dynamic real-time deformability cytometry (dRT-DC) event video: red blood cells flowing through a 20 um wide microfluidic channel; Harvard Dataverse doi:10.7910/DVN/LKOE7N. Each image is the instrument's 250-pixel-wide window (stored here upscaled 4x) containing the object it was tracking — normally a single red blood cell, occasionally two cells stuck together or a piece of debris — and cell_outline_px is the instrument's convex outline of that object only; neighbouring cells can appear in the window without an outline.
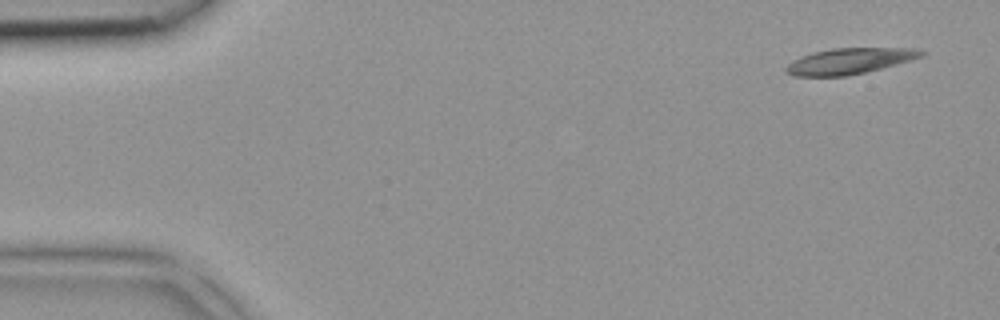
{"species": "common noctule bat (a hibernating species)", "species_latin": "Nyctalus noctula", "temperature_condition": "room temperature", "stored_images_in_passage": 6, "camera_frame_rate_fps": 3000, "um_per_image_px": 0.085, "animal": {"sex": "female", "body_mass_g": 18.4}, "frame": {"image": 1, "passage_image": 1, "time_ms": 0.0, "image_size_px": [1000, 320], "cell_outline_px": [[928, 52], [924, 56], [896, 64], [864, 72], [844, 76], [796, 76], [788, 72], [784, 68], [792, 60], [812, 52], [832, 48], [920, 48]], "centroid_in_image_um": [72.25, 5.17], "position_along_channel_um": 12.8, "area_um2": 20.35}}